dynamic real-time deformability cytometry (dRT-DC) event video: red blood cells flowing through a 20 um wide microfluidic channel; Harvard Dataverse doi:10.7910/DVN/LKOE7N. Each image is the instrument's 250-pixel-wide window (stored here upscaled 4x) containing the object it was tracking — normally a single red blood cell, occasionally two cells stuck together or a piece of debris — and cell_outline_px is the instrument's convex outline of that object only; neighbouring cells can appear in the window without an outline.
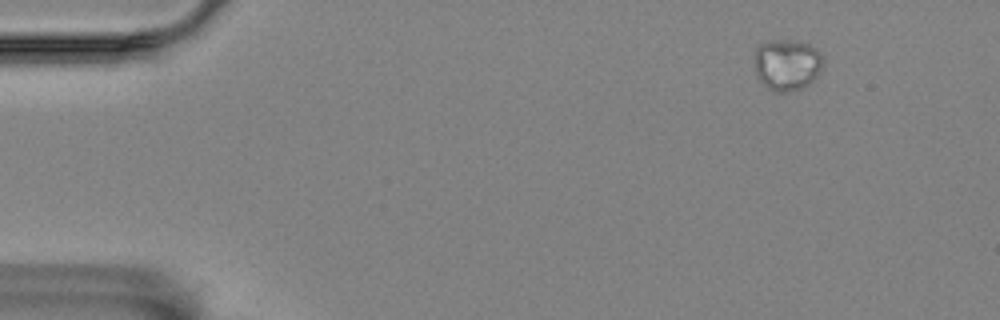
{"species": "Egyptian fruit bat (a non-hibernating species)", "species_latin": "Rousettus aegyptiacus", "temperature_condition": "room temperature", "stored_images_in_passage": 4, "camera_frame_rate_fps": 3000, "um_per_image_px": 0.085, "animal": {"sex": "female"}, "frame": {"image": 1, "passage_image": 1, "time_ms": 0.0, "image_size_px": [1000, 320], "cell_outline_px": [[824, 64], [820, 72], [808, 84], [800, 88], [784, 92], [776, 92], [768, 88], [756, 76], [756, 48], [760, 44], [768, 40], [788, 40], [808, 44], [816, 48], [824, 56]], "centroid_in_image_um": [66.92, 5.48], "position_along_channel_um": 18.1, "area_um2": 20.46}}
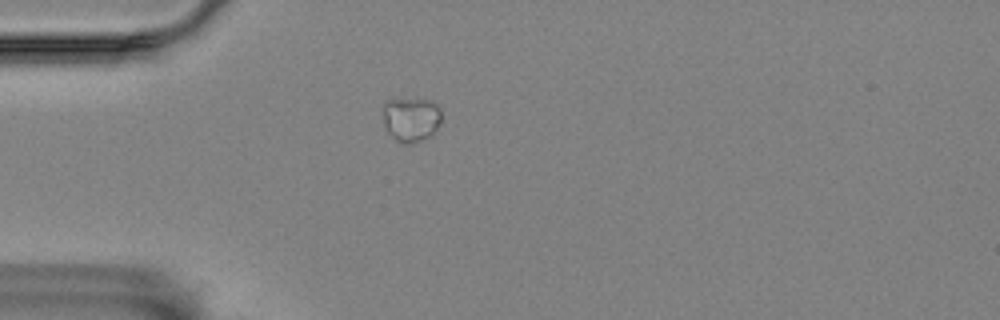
{"frame": {"image": 2, "passage_image": 4, "time_ms": 1.0, "image_size_px": [1000, 320], "cell_outline_px": [[440, 120], [436, 128], [428, 136], [420, 140], [408, 144], [396, 140], [388, 132], [384, 124], [384, 104], [388, 100], [428, 100], [436, 104], [440, 108]], "centroid_in_image_um": [34.93, 10.14], "position_along_channel_um": 50.1, "area_um2": 14.57}}